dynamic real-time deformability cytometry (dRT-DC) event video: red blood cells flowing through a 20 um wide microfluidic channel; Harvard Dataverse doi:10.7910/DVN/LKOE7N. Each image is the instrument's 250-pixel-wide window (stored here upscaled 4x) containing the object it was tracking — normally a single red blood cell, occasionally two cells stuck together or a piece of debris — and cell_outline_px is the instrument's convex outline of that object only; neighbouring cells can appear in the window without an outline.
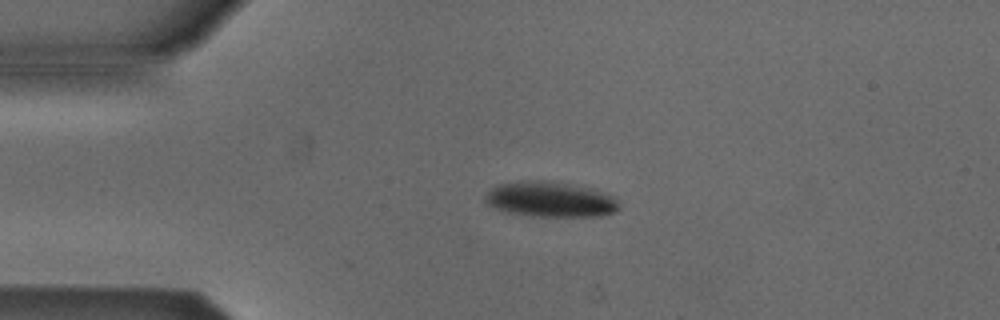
{"species": "Egyptian fruit bat (a non-hibernating species)", "species_latin": "Rousettus aegyptiacus", "temperature_condition": "cold", "stored_images_in_passage": 3, "camera_frame_rate_fps": 3000, "um_per_image_px": 0.085, "animal": {"sex": "male"}, "frame": {"image": 1, "passage_image": 2, "time_ms": 1.333, "image_size_px": [1000, 320], "cell_outline_px": [[620, 208], [616, 212], [600, 216], [532, 216], [504, 212], [484, 204], [484, 196], [496, 184], [520, 180], [544, 180], [568, 184], [588, 188], [612, 196], [620, 204]], "centroid_in_image_um": [46.7, 16.95], "position_along_channel_um": 38.3, "area_um2": 27.74}}